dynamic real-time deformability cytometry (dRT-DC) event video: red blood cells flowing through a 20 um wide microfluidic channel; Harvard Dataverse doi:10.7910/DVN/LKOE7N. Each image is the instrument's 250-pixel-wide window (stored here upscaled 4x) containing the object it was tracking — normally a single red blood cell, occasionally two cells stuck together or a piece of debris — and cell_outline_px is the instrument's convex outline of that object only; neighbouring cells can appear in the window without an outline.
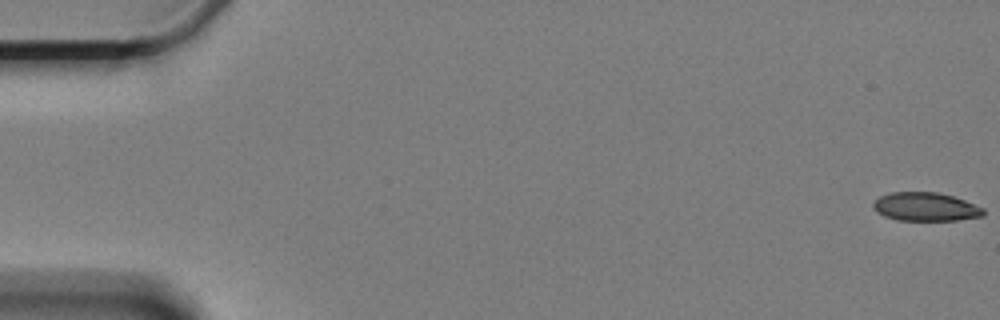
{"species": "Egyptian fruit bat (a non-hibernating species)", "species_latin": "Rousettus aegyptiacus", "temperature_condition": "cold", "stored_images_in_passage": 61, "camera_frame_rate_fps": 3000, "um_per_image_px": 0.085, "animal": {"sex": "female"}, "frame": {"image": 1, "passage_image": 1, "time_ms": 0.0, "image_size_px": [1000, 320], "cell_outline_px": [[984, 216], [956, 220], [896, 220], [884, 216], [876, 212], [872, 208], [872, 204], [880, 196], [892, 192], [936, 192], [952, 196], [964, 200], [984, 208]], "centroid_in_image_um": [78.65, 17.58], "position_along_channel_um": 6.3, "area_um2": 18.32}}
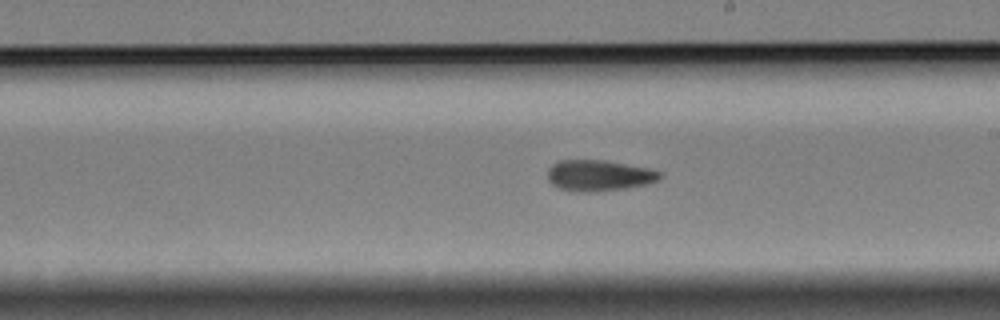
{"frame": {"image": 2, "passage_image": 35, "time_ms": 11.333, "image_size_px": [1000, 320], "cell_outline_px": [[664, 176], [660, 180], [648, 184], [624, 188], [596, 192], [584, 192], [560, 188], [552, 184], [548, 180], [548, 168], [556, 160], [604, 160], [648, 168], [664, 172]], "centroid_in_image_um": [50.95, 14.91], "position_along_channel_um": 238.0, "area_um2": 20.46}}
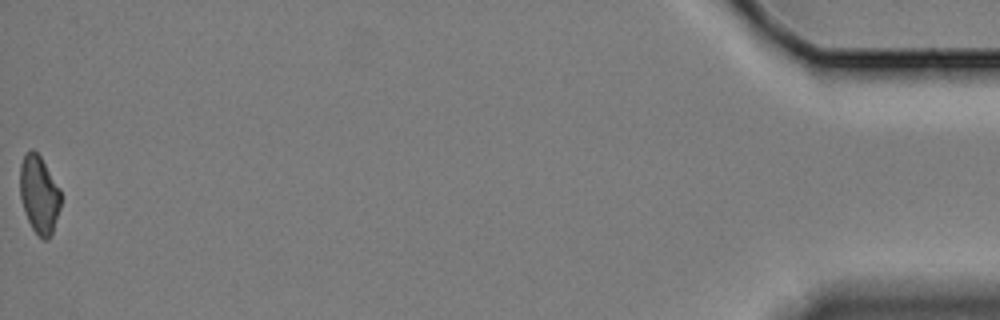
{"frame": {"image": 3, "passage_image": 61, "time_ms": 20.0, "image_size_px": [1000, 320], "cell_outline_px": [[60, 208], [52, 232], [48, 240], [44, 240], [32, 228], [24, 212], [20, 196], [20, 164], [24, 156], [32, 148], [40, 156], [60, 188]], "centroid_in_image_um": [3.32, 16.53], "position_along_channel_um": 431.9, "area_um2": 18.32}}